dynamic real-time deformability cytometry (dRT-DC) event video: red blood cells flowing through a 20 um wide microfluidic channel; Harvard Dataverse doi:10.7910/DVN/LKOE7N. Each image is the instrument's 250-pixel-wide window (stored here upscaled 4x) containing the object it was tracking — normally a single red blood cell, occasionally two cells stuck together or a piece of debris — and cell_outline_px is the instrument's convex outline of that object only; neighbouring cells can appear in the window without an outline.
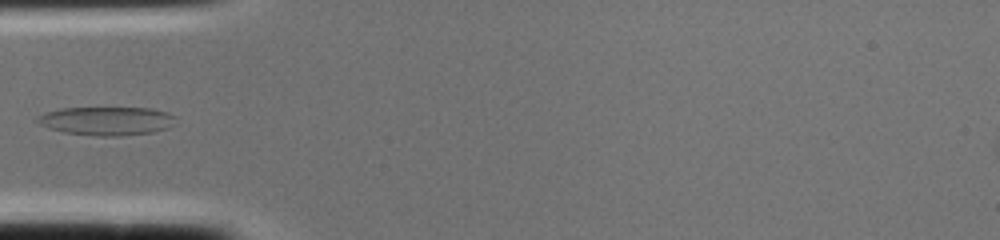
{"species": "common noctule bat (a hibernating species)", "species_latin": "Nyctalus noctula", "temperature_condition": "cold", "stored_images_in_passage": 2, "camera_frame_rate_fps": 3000, "um_per_image_px": 0.085, "animal": {"sex": "female", "body_mass_g": 22.0, "forearm_length_mm": 56.7}, "frame": {"image": 1, "passage_image": 2, "time_ms": 0.333, "image_size_px": [1000, 240], "cell_outline_px": [[176, 116], [168, 128], [152, 132], [120, 136], [96, 136], [64, 132], [40, 124], [36, 120], [36, 116], [44, 112], [60, 108], [152, 108], [168, 112]], "centroid_in_image_um": [9.05, 10.27], "position_along_channel_um": 75.9, "area_um2": 22.95}}